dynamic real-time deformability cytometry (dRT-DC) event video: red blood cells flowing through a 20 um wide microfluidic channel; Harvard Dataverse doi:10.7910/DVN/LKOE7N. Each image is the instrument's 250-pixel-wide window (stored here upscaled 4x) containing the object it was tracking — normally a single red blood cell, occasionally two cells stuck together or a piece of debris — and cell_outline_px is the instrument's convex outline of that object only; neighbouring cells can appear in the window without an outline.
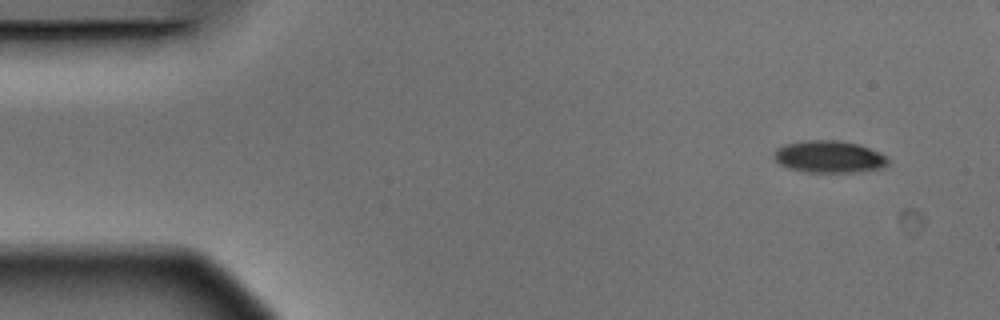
{"species": "Egyptian fruit bat (a non-hibernating species)", "species_latin": "Rousettus aegyptiacus", "temperature_condition": "warm", "stored_images_in_passage": 2, "camera_frame_rate_fps": 3000, "um_per_image_px": 0.085, "animal": {"sex": "male"}, "frame": {"image": 1, "passage_image": 2, "time_ms": 0.333, "image_size_px": [1000, 320], "cell_outline_px": [[888, 164], [884, 168], [852, 172], [804, 172], [788, 168], [780, 164], [772, 156], [772, 152], [776, 148], [784, 144], [804, 140], [836, 140], [860, 144], [880, 152], [888, 156]], "centroid_in_image_um": [70.46, 13.32], "position_along_channel_um": 14.5, "area_um2": 21.68}}